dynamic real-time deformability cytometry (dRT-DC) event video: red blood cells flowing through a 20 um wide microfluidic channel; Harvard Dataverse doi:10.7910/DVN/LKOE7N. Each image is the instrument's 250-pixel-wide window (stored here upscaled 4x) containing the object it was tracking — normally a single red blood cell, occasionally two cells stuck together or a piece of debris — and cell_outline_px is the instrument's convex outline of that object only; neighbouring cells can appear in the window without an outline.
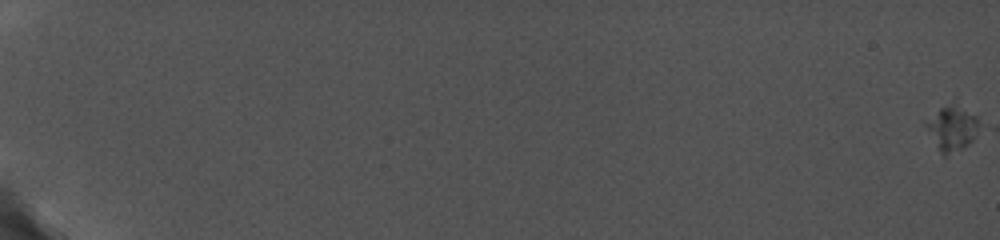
{"species": "common noctule bat (a hibernating species)", "species_latin": "Nyctalus noctula", "temperature_condition": "cold", "stored_images_in_passage": 47, "camera_frame_rate_fps": 5000, "um_per_image_px": 0.085, "animal": {"sex": "female", "body_mass_g": 19.0, "forearm_length_mm": 56.7}, "frame": {"image": 1, "passage_image": 1, "time_ms": 0.0, "image_size_px": [1000, 240], "cell_outline_px": [[980, 128], [972, 140], [968, 144], [944, 156], [936, 144], [924, 124], [924, 120], [940, 108], [952, 108], [976, 116]], "centroid_in_image_um": [80.89, 10.96], "position_along_channel_um": 4.1, "area_um2": 12.66}}